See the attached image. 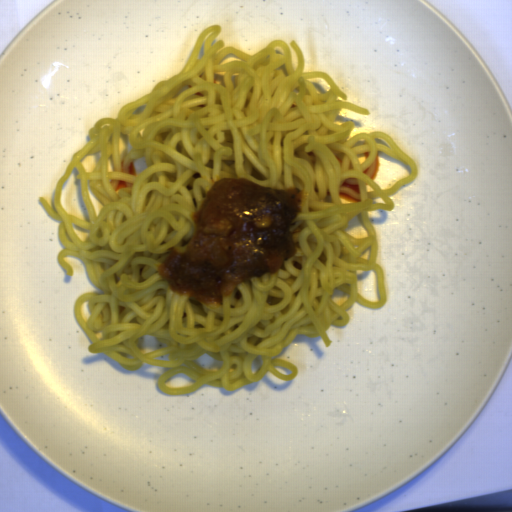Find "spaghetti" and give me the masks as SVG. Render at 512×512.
I'll return each mask as SVG.
<instances>
[{
	"label": "spaghetti",
	"mask_w": 512,
	"mask_h": 512,
	"mask_svg": "<svg viewBox=\"0 0 512 512\" xmlns=\"http://www.w3.org/2000/svg\"><path fill=\"white\" fill-rule=\"evenodd\" d=\"M221 25L197 37L182 70L159 81L150 93L123 105L117 117L97 120L88 142L73 154L53 192V203L39 196L47 215L61 221L63 250L57 260L66 276L74 270L67 256L81 260L92 284L103 293L84 292L73 304L74 316L93 344L89 353H105L125 370L143 363L170 368L156 381L162 393L187 395L209 385L233 391L272 373L294 380L298 367L272 359L297 335L320 336L333 342L330 326L349 323L348 310L357 302L378 309L387 302L385 274L377 262L378 244L367 212L392 211L389 196L418 177L417 163L383 131L351 137L354 121L336 124L342 109L370 115L369 109L348 101L346 93L324 71H304L303 52L296 40H272L249 54L218 40ZM234 53L244 61L218 64ZM227 70V71H226ZM226 71V85L213 82L214 72ZM325 76L330 92L317 93L307 80ZM130 135L133 149L120 162L118 136ZM100 150L94 170L85 172L80 159ZM378 150L409 164L411 176L379 189L371 179ZM144 156L147 167L128 174L133 160ZM81 179L89 220L69 215L60 205L62 188L72 170ZM244 177L265 187L298 188L304 201L291 230L297 253L277 273L247 279L221 303L209 308L189 295L174 292L158 274L173 246L184 247L193 233V211L221 178ZM92 193L105 205L97 216ZM339 192L361 202L342 204ZM361 212L368 232L349 236L347 222ZM72 222L90 229L86 241ZM370 260L362 251L371 246ZM375 269L381 300L368 302L356 290V270ZM349 300L340 306L335 288ZM92 315L84 323L81 303ZM144 334L167 347L141 353L135 340ZM224 361L208 371L194 361L204 353ZM170 353V361L157 358ZM261 356L262 367L251 371ZM274 365L291 370L278 373ZM185 373L195 384L169 388L166 378Z\"/></svg>",
	"instance_id": "1"
}]
</instances>
